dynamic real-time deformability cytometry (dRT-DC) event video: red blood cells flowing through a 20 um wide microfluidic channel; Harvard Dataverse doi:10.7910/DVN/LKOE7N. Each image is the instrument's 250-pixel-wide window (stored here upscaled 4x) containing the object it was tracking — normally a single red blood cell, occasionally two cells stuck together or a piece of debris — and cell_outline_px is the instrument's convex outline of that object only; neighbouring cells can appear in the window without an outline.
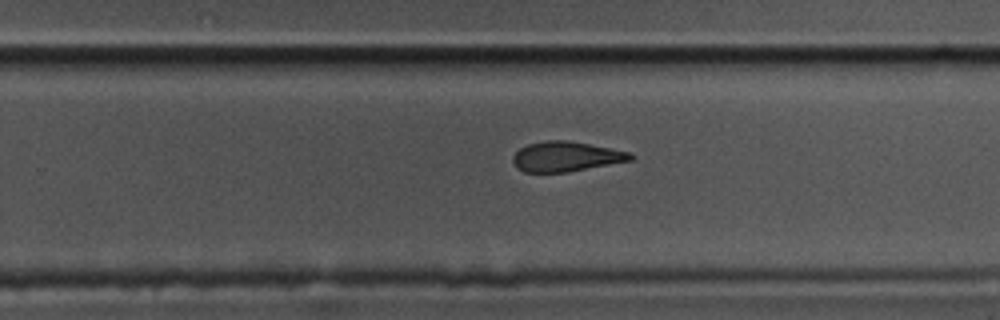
{"species": "common noctule bat (a hibernating species)", "species_latin": "Nyctalus noctula", "temperature_condition": "cold", "stored_images_in_passage": 40, "camera_frame_rate_fps": 3000, "um_per_image_px": 0.085, "animal": {"sex": "male", "body_mass_g": 17.5, "forearm_length_mm": 52.3}, "frame": {"image": 1, "passage_image": 22, "time_ms": 7.0, "image_size_px": [1000, 320], "cell_outline_px": [[636, 156], [632, 160], [568, 172], [524, 172], [516, 168], [512, 160], [512, 156], [520, 148], [528, 144], [548, 140], [568, 140], [628, 152]], "centroid_in_image_um": [48.07, 13.31], "position_along_channel_um": 281.7, "area_um2": 20.4}}
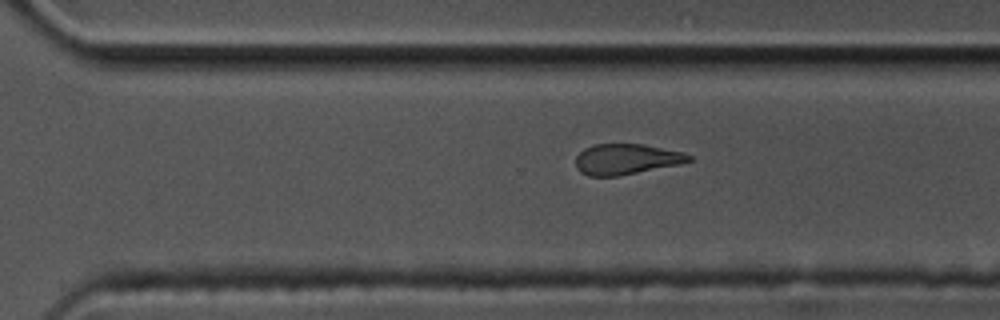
{"frame": {"image": 2, "passage_image": 25, "time_ms": 8.0, "image_size_px": [1000, 320], "cell_outline_px": [[692, 160], [680, 164], [620, 176], [588, 176], [580, 172], [576, 168], [576, 156], [584, 148], [592, 144], [644, 144], [684, 152], [692, 156]], "centroid_in_image_um": [53.23, 13.53], "position_along_channel_um": 317.4, "area_um2": 20.4}}
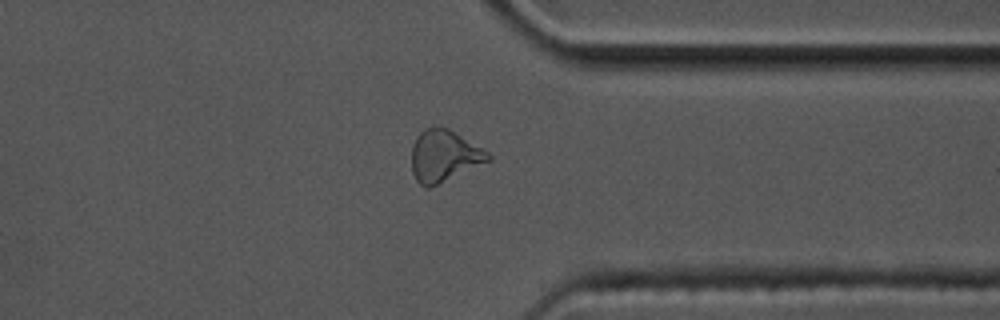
{"frame": {"image": 3, "passage_image": 30, "time_ms": 9.667, "image_size_px": [1000, 320], "cell_outline_px": [[492, 160], [428, 188], [424, 188], [416, 180], [412, 172], [412, 148], [416, 136], [424, 128], [448, 128], [488, 152], [492, 156]], "centroid_in_image_um": [37.73, 13.27], "position_along_channel_um": 373.7, "area_um2": 22.77}, "authors_computed_cell_mechanics": {"area_um2": 22.2819, "velocity_mm_per_s": 3.5734, "shape_relaxation_time_tau1_ms": 7.1624, "shape_relaxation_time_tau2_ms": 6.3862, "deformation_change_tau1": 0.1551, "deformation_change_tau2": 0.1594}}